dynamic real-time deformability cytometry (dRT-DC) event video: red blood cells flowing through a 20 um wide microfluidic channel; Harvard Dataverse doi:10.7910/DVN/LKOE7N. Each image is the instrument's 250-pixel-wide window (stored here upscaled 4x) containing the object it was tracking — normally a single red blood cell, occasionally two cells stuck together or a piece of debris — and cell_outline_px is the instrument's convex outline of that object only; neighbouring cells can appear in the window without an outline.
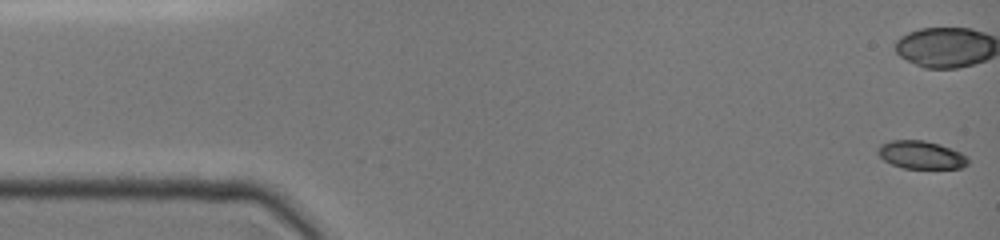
{"species": "common noctule bat (a hibernating species)", "species_latin": "Nyctalus noctula", "temperature_condition": "cold", "stored_images_in_passage": 43, "camera_frame_rate_fps": 3000, "um_per_image_px": 0.085, "animal": {"sex": "female", "body_mass_g": 19.0, "forearm_length_mm": 51.5}, "frame": {"image": 1, "passage_image": 1, "time_ms": 0.0, "image_size_px": [1000, 240], "cell_outline_px": [[968, 164], [960, 168], [904, 168], [892, 164], [884, 160], [876, 152], [876, 148], [880, 144], [892, 140], [924, 140], [940, 144], [960, 152], [968, 156]], "centroid_in_image_um": [78.28, 13.15], "position_along_channel_um": 6.7, "area_um2": 14.74}}